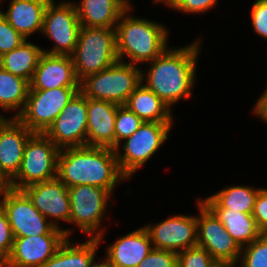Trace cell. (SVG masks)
<instances>
[{
	"mask_svg": "<svg viewBox=\"0 0 267 267\" xmlns=\"http://www.w3.org/2000/svg\"><path fill=\"white\" fill-rule=\"evenodd\" d=\"M197 245L203 247L217 263L238 264L241 247L225 230L216 215L197 199Z\"/></svg>",
	"mask_w": 267,
	"mask_h": 267,
	"instance_id": "obj_12",
	"label": "cell"
},
{
	"mask_svg": "<svg viewBox=\"0 0 267 267\" xmlns=\"http://www.w3.org/2000/svg\"><path fill=\"white\" fill-rule=\"evenodd\" d=\"M25 40L0 14V57L19 47Z\"/></svg>",
	"mask_w": 267,
	"mask_h": 267,
	"instance_id": "obj_32",
	"label": "cell"
},
{
	"mask_svg": "<svg viewBox=\"0 0 267 267\" xmlns=\"http://www.w3.org/2000/svg\"><path fill=\"white\" fill-rule=\"evenodd\" d=\"M49 1L11 0L7 11L0 9V14L18 33L28 39L31 34L42 31L44 13Z\"/></svg>",
	"mask_w": 267,
	"mask_h": 267,
	"instance_id": "obj_22",
	"label": "cell"
},
{
	"mask_svg": "<svg viewBox=\"0 0 267 267\" xmlns=\"http://www.w3.org/2000/svg\"><path fill=\"white\" fill-rule=\"evenodd\" d=\"M29 87L27 80L7 72L0 66V108L5 112L16 110V114L9 118H17L24 110Z\"/></svg>",
	"mask_w": 267,
	"mask_h": 267,
	"instance_id": "obj_28",
	"label": "cell"
},
{
	"mask_svg": "<svg viewBox=\"0 0 267 267\" xmlns=\"http://www.w3.org/2000/svg\"><path fill=\"white\" fill-rule=\"evenodd\" d=\"M142 68L126 61L86 76L80 81V92L87 98L125 105L131 93L141 84Z\"/></svg>",
	"mask_w": 267,
	"mask_h": 267,
	"instance_id": "obj_5",
	"label": "cell"
},
{
	"mask_svg": "<svg viewBox=\"0 0 267 267\" xmlns=\"http://www.w3.org/2000/svg\"><path fill=\"white\" fill-rule=\"evenodd\" d=\"M57 177L68 188L91 185L111 194L116 183L128 178L120 171L115 149L105 147H65L57 158Z\"/></svg>",
	"mask_w": 267,
	"mask_h": 267,
	"instance_id": "obj_2",
	"label": "cell"
},
{
	"mask_svg": "<svg viewBox=\"0 0 267 267\" xmlns=\"http://www.w3.org/2000/svg\"><path fill=\"white\" fill-rule=\"evenodd\" d=\"M130 5L129 0H81L74 3L81 26L113 29Z\"/></svg>",
	"mask_w": 267,
	"mask_h": 267,
	"instance_id": "obj_21",
	"label": "cell"
},
{
	"mask_svg": "<svg viewBox=\"0 0 267 267\" xmlns=\"http://www.w3.org/2000/svg\"><path fill=\"white\" fill-rule=\"evenodd\" d=\"M218 0H174L168 7L185 14H200L214 8Z\"/></svg>",
	"mask_w": 267,
	"mask_h": 267,
	"instance_id": "obj_36",
	"label": "cell"
},
{
	"mask_svg": "<svg viewBox=\"0 0 267 267\" xmlns=\"http://www.w3.org/2000/svg\"><path fill=\"white\" fill-rule=\"evenodd\" d=\"M132 4L122 13L116 25V52L119 61L130 64L149 63L168 48V29L155 21L130 15ZM125 57V58H124Z\"/></svg>",
	"mask_w": 267,
	"mask_h": 267,
	"instance_id": "obj_3",
	"label": "cell"
},
{
	"mask_svg": "<svg viewBox=\"0 0 267 267\" xmlns=\"http://www.w3.org/2000/svg\"><path fill=\"white\" fill-rule=\"evenodd\" d=\"M137 267H178L177 253L153 248Z\"/></svg>",
	"mask_w": 267,
	"mask_h": 267,
	"instance_id": "obj_33",
	"label": "cell"
},
{
	"mask_svg": "<svg viewBox=\"0 0 267 267\" xmlns=\"http://www.w3.org/2000/svg\"><path fill=\"white\" fill-rule=\"evenodd\" d=\"M13 189V178L4 170L0 162V193Z\"/></svg>",
	"mask_w": 267,
	"mask_h": 267,
	"instance_id": "obj_39",
	"label": "cell"
},
{
	"mask_svg": "<svg viewBox=\"0 0 267 267\" xmlns=\"http://www.w3.org/2000/svg\"><path fill=\"white\" fill-rule=\"evenodd\" d=\"M71 57L79 81L110 67L118 61L115 29L81 26Z\"/></svg>",
	"mask_w": 267,
	"mask_h": 267,
	"instance_id": "obj_4",
	"label": "cell"
},
{
	"mask_svg": "<svg viewBox=\"0 0 267 267\" xmlns=\"http://www.w3.org/2000/svg\"><path fill=\"white\" fill-rule=\"evenodd\" d=\"M249 186L235 185L226 187L216 194L200 199L209 209H229L246 214H253L254 205L259 191Z\"/></svg>",
	"mask_w": 267,
	"mask_h": 267,
	"instance_id": "obj_25",
	"label": "cell"
},
{
	"mask_svg": "<svg viewBox=\"0 0 267 267\" xmlns=\"http://www.w3.org/2000/svg\"><path fill=\"white\" fill-rule=\"evenodd\" d=\"M174 0H152V2H155L156 4L162 3L165 4V6H169Z\"/></svg>",
	"mask_w": 267,
	"mask_h": 267,
	"instance_id": "obj_41",
	"label": "cell"
},
{
	"mask_svg": "<svg viewBox=\"0 0 267 267\" xmlns=\"http://www.w3.org/2000/svg\"><path fill=\"white\" fill-rule=\"evenodd\" d=\"M72 2L62 1L58 4L55 0L49 1L44 13L41 34L49 37L55 44L49 50L43 49L44 53L69 56L74 53L81 24L74 1Z\"/></svg>",
	"mask_w": 267,
	"mask_h": 267,
	"instance_id": "obj_10",
	"label": "cell"
},
{
	"mask_svg": "<svg viewBox=\"0 0 267 267\" xmlns=\"http://www.w3.org/2000/svg\"><path fill=\"white\" fill-rule=\"evenodd\" d=\"M66 238V235L14 238L10 256L2 267H42Z\"/></svg>",
	"mask_w": 267,
	"mask_h": 267,
	"instance_id": "obj_16",
	"label": "cell"
},
{
	"mask_svg": "<svg viewBox=\"0 0 267 267\" xmlns=\"http://www.w3.org/2000/svg\"><path fill=\"white\" fill-rule=\"evenodd\" d=\"M253 217L258 229L267 233V188H262L257 195Z\"/></svg>",
	"mask_w": 267,
	"mask_h": 267,
	"instance_id": "obj_37",
	"label": "cell"
},
{
	"mask_svg": "<svg viewBox=\"0 0 267 267\" xmlns=\"http://www.w3.org/2000/svg\"><path fill=\"white\" fill-rule=\"evenodd\" d=\"M173 123L143 122L123 142V153L115 149L120 171L130 179L168 139Z\"/></svg>",
	"mask_w": 267,
	"mask_h": 267,
	"instance_id": "obj_9",
	"label": "cell"
},
{
	"mask_svg": "<svg viewBox=\"0 0 267 267\" xmlns=\"http://www.w3.org/2000/svg\"><path fill=\"white\" fill-rule=\"evenodd\" d=\"M152 249L149 233L143 226L108 246L106 259L113 267H137Z\"/></svg>",
	"mask_w": 267,
	"mask_h": 267,
	"instance_id": "obj_20",
	"label": "cell"
},
{
	"mask_svg": "<svg viewBox=\"0 0 267 267\" xmlns=\"http://www.w3.org/2000/svg\"><path fill=\"white\" fill-rule=\"evenodd\" d=\"M148 231L153 248L179 253L197 246L196 216L173 215L168 219L144 226Z\"/></svg>",
	"mask_w": 267,
	"mask_h": 267,
	"instance_id": "obj_14",
	"label": "cell"
},
{
	"mask_svg": "<svg viewBox=\"0 0 267 267\" xmlns=\"http://www.w3.org/2000/svg\"><path fill=\"white\" fill-rule=\"evenodd\" d=\"M68 193L71 203L69 224L78 227L88 237L97 238L101 243L106 229L100 227L112 194L104 188L91 185L69 187Z\"/></svg>",
	"mask_w": 267,
	"mask_h": 267,
	"instance_id": "obj_7",
	"label": "cell"
},
{
	"mask_svg": "<svg viewBox=\"0 0 267 267\" xmlns=\"http://www.w3.org/2000/svg\"><path fill=\"white\" fill-rule=\"evenodd\" d=\"M0 206L5 211L14 238L41 235H66L74 230L58 229L44 217L32 204L22 190L0 193Z\"/></svg>",
	"mask_w": 267,
	"mask_h": 267,
	"instance_id": "obj_6",
	"label": "cell"
},
{
	"mask_svg": "<svg viewBox=\"0 0 267 267\" xmlns=\"http://www.w3.org/2000/svg\"><path fill=\"white\" fill-rule=\"evenodd\" d=\"M60 149L44 134L34 132L24 147L23 159L13 177L16 190L57 177V158Z\"/></svg>",
	"mask_w": 267,
	"mask_h": 267,
	"instance_id": "obj_8",
	"label": "cell"
},
{
	"mask_svg": "<svg viewBox=\"0 0 267 267\" xmlns=\"http://www.w3.org/2000/svg\"><path fill=\"white\" fill-rule=\"evenodd\" d=\"M33 133L17 118H0V162L12 178L20 169L25 144Z\"/></svg>",
	"mask_w": 267,
	"mask_h": 267,
	"instance_id": "obj_19",
	"label": "cell"
},
{
	"mask_svg": "<svg viewBox=\"0 0 267 267\" xmlns=\"http://www.w3.org/2000/svg\"><path fill=\"white\" fill-rule=\"evenodd\" d=\"M44 134L59 149L86 146L87 97L78 91Z\"/></svg>",
	"mask_w": 267,
	"mask_h": 267,
	"instance_id": "obj_13",
	"label": "cell"
},
{
	"mask_svg": "<svg viewBox=\"0 0 267 267\" xmlns=\"http://www.w3.org/2000/svg\"><path fill=\"white\" fill-rule=\"evenodd\" d=\"M89 267H113V266L109 263L107 259H104L101 263L100 262L96 263L94 259Z\"/></svg>",
	"mask_w": 267,
	"mask_h": 267,
	"instance_id": "obj_40",
	"label": "cell"
},
{
	"mask_svg": "<svg viewBox=\"0 0 267 267\" xmlns=\"http://www.w3.org/2000/svg\"><path fill=\"white\" fill-rule=\"evenodd\" d=\"M14 242L11 226L5 211L0 206V265L10 256Z\"/></svg>",
	"mask_w": 267,
	"mask_h": 267,
	"instance_id": "obj_34",
	"label": "cell"
},
{
	"mask_svg": "<svg viewBox=\"0 0 267 267\" xmlns=\"http://www.w3.org/2000/svg\"><path fill=\"white\" fill-rule=\"evenodd\" d=\"M43 53V49L26 39L19 47L0 57V66L30 83Z\"/></svg>",
	"mask_w": 267,
	"mask_h": 267,
	"instance_id": "obj_26",
	"label": "cell"
},
{
	"mask_svg": "<svg viewBox=\"0 0 267 267\" xmlns=\"http://www.w3.org/2000/svg\"><path fill=\"white\" fill-rule=\"evenodd\" d=\"M70 240L66 238L42 267H89L96 258L99 240L89 238L84 243H72Z\"/></svg>",
	"mask_w": 267,
	"mask_h": 267,
	"instance_id": "obj_24",
	"label": "cell"
},
{
	"mask_svg": "<svg viewBox=\"0 0 267 267\" xmlns=\"http://www.w3.org/2000/svg\"><path fill=\"white\" fill-rule=\"evenodd\" d=\"M31 200L33 206L58 229V221L69 223L71 203L68 187L55 177L35 183L22 189ZM58 220V221H57Z\"/></svg>",
	"mask_w": 267,
	"mask_h": 267,
	"instance_id": "obj_15",
	"label": "cell"
},
{
	"mask_svg": "<svg viewBox=\"0 0 267 267\" xmlns=\"http://www.w3.org/2000/svg\"><path fill=\"white\" fill-rule=\"evenodd\" d=\"M143 122L136 113L120 105L115 119V149H120L122 141L130 137Z\"/></svg>",
	"mask_w": 267,
	"mask_h": 267,
	"instance_id": "obj_29",
	"label": "cell"
},
{
	"mask_svg": "<svg viewBox=\"0 0 267 267\" xmlns=\"http://www.w3.org/2000/svg\"><path fill=\"white\" fill-rule=\"evenodd\" d=\"M218 264L203 247L198 245L177 253L178 267H216Z\"/></svg>",
	"mask_w": 267,
	"mask_h": 267,
	"instance_id": "obj_31",
	"label": "cell"
},
{
	"mask_svg": "<svg viewBox=\"0 0 267 267\" xmlns=\"http://www.w3.org/2000/svg\"><path fill=\"white\" fill-rule=\"evenodd\" d=\"M200 40L187 46L167 48L141 71V83L153 91L170 108L181 99L191 98L196 81ZM146 74H145V73Z\"/></svg>",
	"mask_w": 267,
	"mask_h": 267,
	"instance_id": "obj_1",
	"label": "cell"
},
{
	"mask_svg": "<svg viewBox=\"0 0 267 267\" xmlns=\"http://www.w3.org/2000/svg\"><path fill=\"white\" fill-rule=\"evenodd\" d=\"M119 106L87 98L86 146L115 149V119Z\"/></svg>",
	"mask_w": 267,
	"mask_h": 267,
	"instance_id": "obj_18",
	"label": "cell"
},
{
	"mask_svg": "<svg viewBox=\"0 0 267 267\" xmlns=\"http://www.w3.org/2000/svg\"><path fill=\"white\" fill-rule=\"evenodd\" d=\"M237 267L236 264H223V263H219L216 267Z\"/></svg>",
	"mask_w": 267,
	"mask_h": 267,
	"instance_id": "obj_42",
	"label": "cell"
},
{
	"mask_svg": "<svg viewBox=\"0 0 267 267\" xmlns=\"http://www.w3.org/2000/svg\"><path fill=\"white\" fill-rule=\"evenodd\" d=\"M250 11L253 31L267 40V0H255Z\"/></svg>",
	"mask_w": 267,
	"mask_h": 267,
	"instance_id": "obj_35",
	"label": "cell"
},
{
	"mask_svg": "<svg viewBox=\"0 0 267 267\" xmlns=\"http://www.w3.org/2000/svg\"><path fill=\"white\" fill-rule=\"evenodd\" d=\"M225 230L242 248L256 240L262 232L258 229L253 214L241 213L229 209H210Z\"/></svg>",
	"mask_w": 267,
	"mask_h": 267,
	"instance_id": "obj_27",
	"label": "cell"
},
{
	"mask_svg": "<svg viewBox=\"0 0 267 267\" xmlns=\"http://www.w3.org/2000/svg\"><path fill=\"white\" fill-rule=\"evenodd\" d=\"M125 106L144 122H174L172 109L143 83L131 93Z\"/></svg>",
	"mask_w": 267,
	"mask_h": 267,
	"instance_id": "obj_23",
	"label": "cell"
},
{
	"mask_svg": "<svg viewBox=\"0 0 267 267\" xmlns=\"http://www.w3.org/2000/svg\"><path fill=\"white\" fill-rule=\"evenodd\" d=\"M239 262L241 267H267V233L241 248Z\"/></svg>",
	"mask_w": 267,
	"mask_h": 267,
	"instance_id": "obj_30",
	"label": "cell"
},
{
	"mask_svg": "<svg viewBox=\"0 0 267 267\" xmlns=\"http://www.w3.org/2000/svg\"><path fill=\"white\" fill-rule=\"evenodd\" d=\"M253 110L254 115H257L258 118L267 124V86L263 94L257 99Z\"/></svg>",
	"mask_w": 267,
	"mask_h": 267,
	"instance_id": "obj_38",
	"label": "cell"
},
{
	"mask_svg": "<svg viewBox=\"0 0 267 267\" xmlns=\"http://www.w3.org/2000/svg\"><path fill=\"white\" fill-rule=\"evenodd\" d=\"M80 87L29 89L24 110L17 119L32 132L44 133Z\"/></svg>",
	"mask_w": 267,
	"mask_h": 267,
	"instance_id": "obj_11",
	"label": "cell"
},
{
	"mask_svg": "<svg viewBox=\"0 0 267 267\" xmlns=\"http://www.w3.org/2000/svg\"><path fill=\"white\" fill-rule=\"evenodd\" d=\"M60 87H80L72 57L43 53L29 89L49 90Z\"/></svg>",
	"mask_w": 267,
	"mask_h": 267,
	"instance_id": "obj_17",
	"label": "cell"
}]
</instances>
